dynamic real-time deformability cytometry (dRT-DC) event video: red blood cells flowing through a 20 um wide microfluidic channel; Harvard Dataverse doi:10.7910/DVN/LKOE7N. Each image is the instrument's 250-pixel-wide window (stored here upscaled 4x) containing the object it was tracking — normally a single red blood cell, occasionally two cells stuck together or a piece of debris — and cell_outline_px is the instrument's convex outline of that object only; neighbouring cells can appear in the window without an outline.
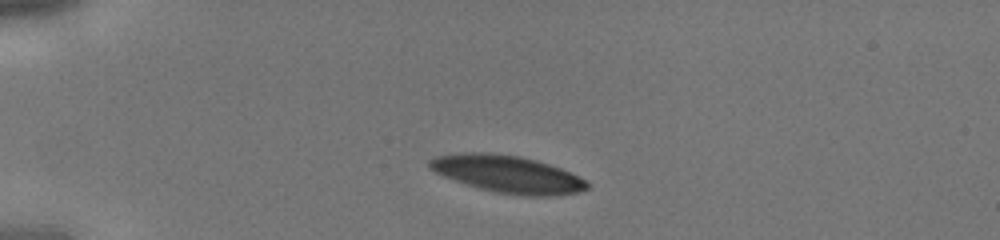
{"species": "human", "species_latin": "Homo sapiens", "temperature_condition": "cold", "stored_images_in_passage": 3, "camera_frame_rate_fps": 3000, "um_per_image_px": 0.085, "donor": {"sex": "male"}, "frame": {"image": 1, "passage_image": 2, "time_ms": 0.333, "image_size_px": [1000, 240], "cell_outline_px": [[588, 188], [576, 192], [552, 196], [528, 196], [496, 192], [480, 188], [444, 176], [428, 168], [428, 160], [436, 156], [464, 152], [492, 152], [520, 156], [536, 160], [560, 168], [584, 180], [588, 184]], "centroid_in_image_um": [43.1, 14.78], "position_along_channel_um": 41.9, "area_um2": 33.81}}